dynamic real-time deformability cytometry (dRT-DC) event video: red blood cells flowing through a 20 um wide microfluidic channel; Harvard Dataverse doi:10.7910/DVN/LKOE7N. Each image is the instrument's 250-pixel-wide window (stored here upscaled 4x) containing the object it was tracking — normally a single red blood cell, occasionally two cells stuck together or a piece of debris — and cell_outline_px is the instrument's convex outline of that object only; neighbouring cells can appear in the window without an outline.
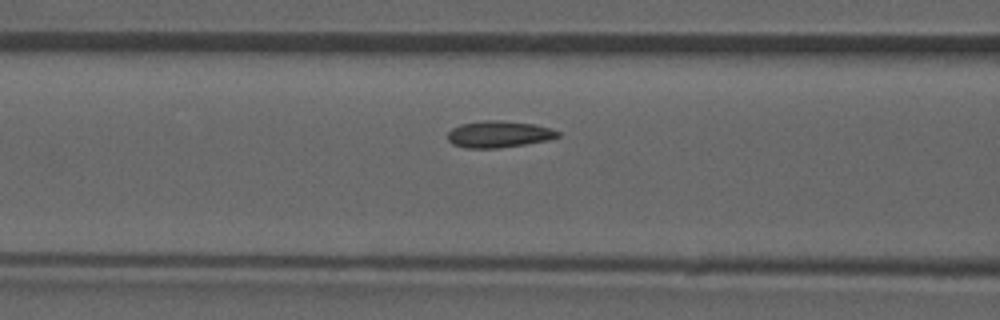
{"species": "common noctule bat (a hibernating species)", "species_latin": "Nyctalus noctula", "temperature_condition": "room temperature", "stored_images_in_passage": 45, "camera_frame_rate_fps": 3000, "um_per_image_px": 0.085, "animal": {"sex": "male", "forearm_length_mm": 52.5}, "frame": {"image": 1, "passage_image": 14, "time_ms": 4.333, "image_size_px": [1000, 320], "cell_outline_px": [[560, 136], [548, 140], [500, 148], [468, 148], [452, 144], [448, 140], [448, 132], [452, 128], [460, 124], [484, 120], [500, 120], [536, 124], [552, 128], [560, 132]], "centroid_in_image_um": [42.41, 11.4], "position_along_channel_um": 124.2, "area_um2": 17.22}, "authors_computed_cell_mechanics": {"area_um2": 16.6464, "velocity_mm_per_s": 3.9308, "shape_relaxation_time_tau1_ms": 9.915, "shape_relaxation_time_tau2_ms": 4.3516, "deformation_change_tau1": 0.1447, "deformation_change_tau2": 0.0572}}